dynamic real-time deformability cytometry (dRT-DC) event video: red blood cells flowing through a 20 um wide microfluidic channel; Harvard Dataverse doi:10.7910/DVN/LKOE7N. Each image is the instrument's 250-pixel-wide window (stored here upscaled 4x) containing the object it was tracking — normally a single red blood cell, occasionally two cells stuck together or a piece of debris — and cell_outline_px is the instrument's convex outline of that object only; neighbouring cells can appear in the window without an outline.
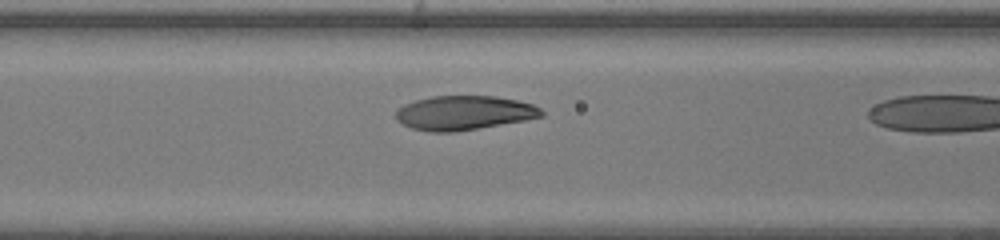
{"species": "human", "species_latin": "Homo sapiens", "temperature_condition": "warm", "stored_images_in_passage": 9, "camera_frame_rate_fps": 3000, "um_per_image_px": 0.085, "donor": {"sex": "female"}, "frame": {"image": 1, "passage_image": 8, "time_ms": 2.333, "image_size_px": [1000, 240], "cell_outline_px": [[544, 116], [524, 120], [452, 132], [428, 132], [412, 128], [396, 120], [396, 108], [404, 104], [416, 100], [432, 96], [492, 96], [516, 100], [532, 104], [540, 108], [544, 112]], "centroid_in_image_um": [39.41, 9.59], "position_along_channel_um": 127.2, "area_um2": 28.84}}